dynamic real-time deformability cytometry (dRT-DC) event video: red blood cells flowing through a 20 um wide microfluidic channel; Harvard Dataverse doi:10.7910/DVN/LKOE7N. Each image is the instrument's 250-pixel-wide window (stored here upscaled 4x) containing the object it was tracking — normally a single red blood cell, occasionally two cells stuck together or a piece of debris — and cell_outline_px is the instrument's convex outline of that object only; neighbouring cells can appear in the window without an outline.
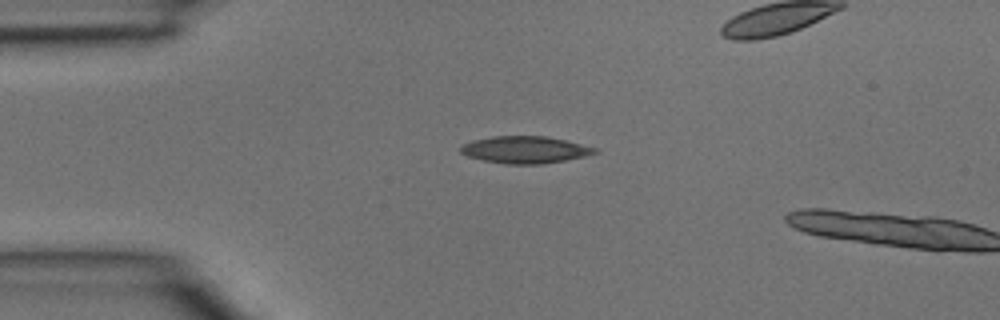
{"species": "common noctule bat (a hibernating species)", "species_latin": "Nyctalus noctula", "temperature_condition": "room temperature", "stored_images_in_passage": 3, "camera_frame_rate_fps": 3000, "um_per_image_px": 0.085, "animal": {"sex": "male", "body_mass_g": 15.6}, "frame": {"image": 1, "passage_image": 2, "time_ms": 0.333, "image_size_px": [1000, 320], "cell_outline_px": [[600, 152], [584, 156], [544, 164], [508, 164], [484, 160], [468, 156], [460, 152], [460, 144], [472, 140], [492, 136], [548, 136], [600, 148]], "centroid_in_image_um": [44.65, 12.72], "position_along_channel_um": 40.3, "area_um2": 21.33}}